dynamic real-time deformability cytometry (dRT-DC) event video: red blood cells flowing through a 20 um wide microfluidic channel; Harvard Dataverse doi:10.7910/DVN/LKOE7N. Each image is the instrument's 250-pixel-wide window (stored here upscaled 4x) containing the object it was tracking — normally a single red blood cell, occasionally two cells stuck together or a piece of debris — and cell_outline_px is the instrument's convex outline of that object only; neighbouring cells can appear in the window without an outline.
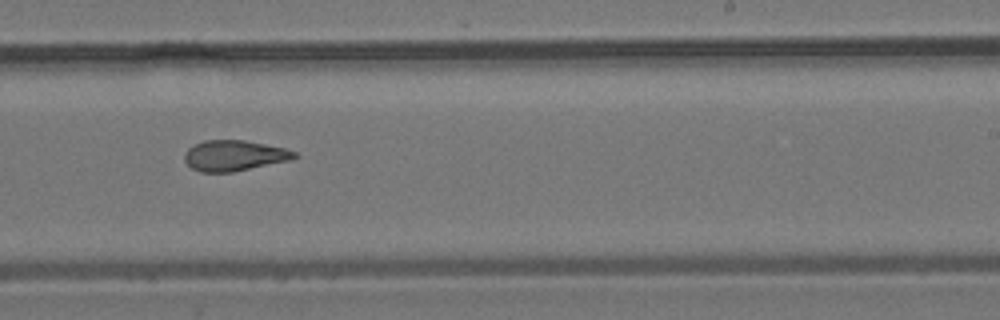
{"species": "common noctule bat (a hibernating species)", "species_latin": "Nyctalus noctula", "temperature_condition": "room temperature", "stored_images_in_passage": 13, "camera_frame_rate_fps": 3000, "um_per_image_px": 0.085, "animal": {"sex": "male", "body_mass_g": 19.2, "forearm_length_mm": 51.8}, "frame": {"image": 1, "passage_image": 8, "time_ms": 8.0, "image_size_px": [1000, 320], "cell_outline_px": [[300, 156], [292, 160], [232, 172], [200, 172], [192, 168], [184, 160], [184, 152], [192, 144], [204, 140], [244, 140], [284, 148], [296, 152]], "centroid_in_image_um": [19.9, 13.22], "position_along_channel_um": 269.1, "area_um2": 19.77}}
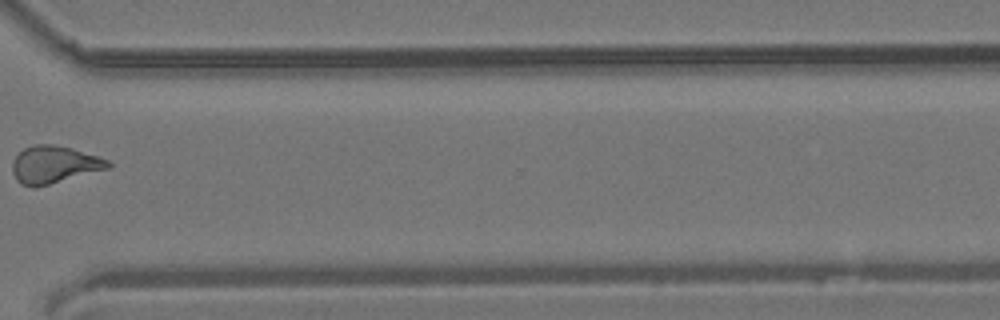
{"frame": {"image": 2, "passage_image": 10, "time_ms": 10.333, "image_size_px": [1000, 320], "cell_outline_px": [[112, 164], [108, 168], [48, 184], [32, 188], [20, 184], [16, 180], [12, 172], [12, 160], [24, 148], [32, 144], [52, 144], [72, 148], [100, 156], [108, 160]], "centroid_in_image_um": [4.57, 13.98], "position_along_channel_um": 366.0, "area_um2": 20.81}}